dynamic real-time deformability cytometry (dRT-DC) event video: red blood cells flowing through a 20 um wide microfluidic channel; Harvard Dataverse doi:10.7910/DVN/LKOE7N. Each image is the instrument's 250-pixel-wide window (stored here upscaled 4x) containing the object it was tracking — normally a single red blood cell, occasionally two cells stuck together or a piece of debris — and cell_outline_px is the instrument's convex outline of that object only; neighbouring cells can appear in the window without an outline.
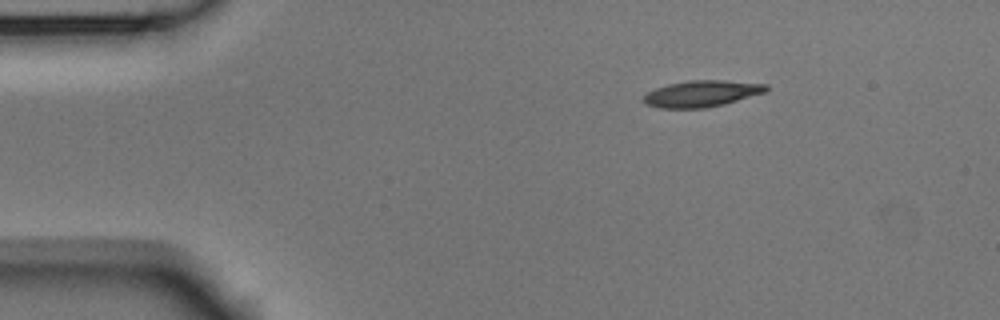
{"species": "Egyptian fruit bat (a non-hibernating species)", "species_latin": "Rousettus aegyptiacus", "temperature_condition": "room temperature", "stored_images_in_passage": 47, "camera_frame_rate_fps": 3000, "um_per_image_px": 0.085, "animal": {"sex": "male"}, "frame": {"image": 1, "passage_image": 1, "time_ms": 0.0, "image_size_px": [1000, 320], "cell_outline_px": [[768, 92], [724, 104], [704, 108], [660, 108], [644, 104], [644, 96], [648, 92], [656, 88], [668, 84], [688, 80], [724, 80], [768, 84]], "centroid_in_image_um": [59.68, 7.95], "position_along_channel_um": 25.3, "area_um2": 18.96}}
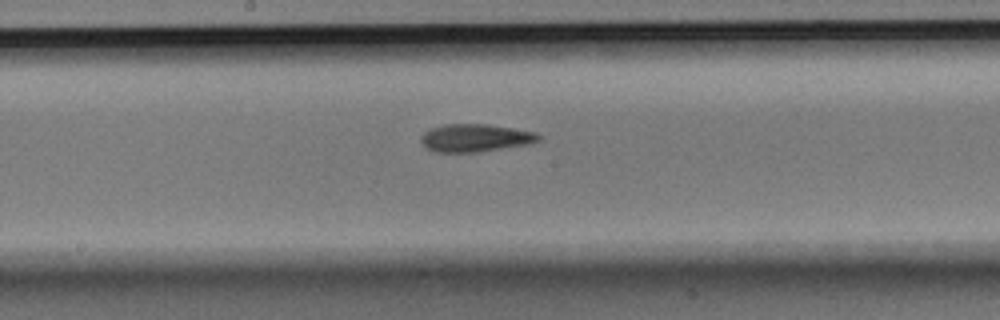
{"frame": {"image": 2, "passage_image": 21, "time_ms": 6.667, "image_size_px": [1000, 320], "cell_outline_px": [[540, 140], [528, 144], [476, 152], [432, 152], [424, 148], [420, 140], [420, 136], [424, 132], [432, 128], [444, 124], [488, 124], [536, 132], [540, 136]], "centroid_in_image_um": [40.34, 11.72], "position_along_channel_um": 207.9, "area_um2": 19.07}}
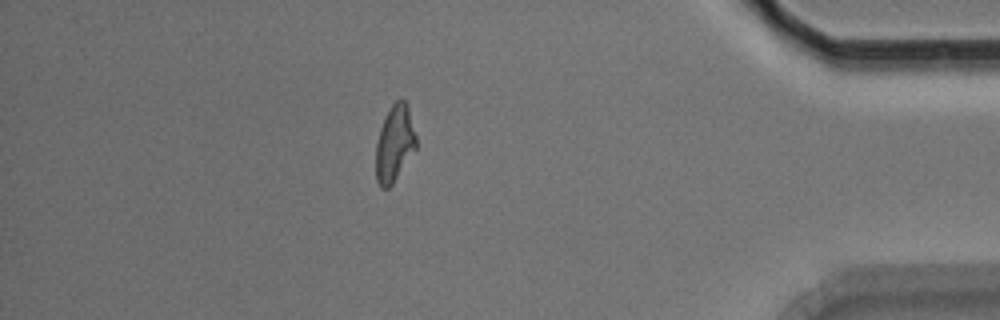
{"frame": {"image": 3, "passage_image": 40, "time_ms": 13.0, "image_size_px": [1000, 320], "cell_outline_px": [[416, 148], [392, 184], [388, 188], [380, 188], [376, 180], [376, 144], [380, 128], [392, 104], [400, 96], [408, 104], [416, 136]], "centroid_in_image_um": [33.54, 12.18], "position_along_channel_um": 401.7, "area_um2": 17.86}, "authors_computed_cell_mechanics": {"area_um2": 18.3804, "velocity_mm_per_s": 3.7004, "shape_relaxation_time_tau1_ms": 3.4803, "shape_relaxation_time_tau2_ms": 4.1102, "deformation_change_tau1": 0.185, "deformation_change_tau2": 0.1369}}